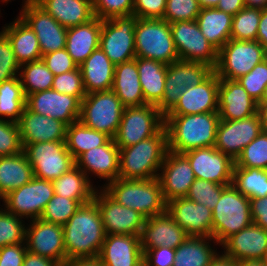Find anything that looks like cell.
Here are the masks:
<instances>
[{
    "mask_svg": "<svg viewBox=\"0 0 267 266\" xmlns=\"http://www.w3.org/2000/svg\"><path fill=\"white\" fill-rule=\"evenodd\" d=\"M106 237L100 211L94 200L82 204L63 225L66 261L98 257Z\"/></svg>",
    "mask_w": 267,
    "mask_h": 266,
    "instance_id": "obj_1",
    "label": "cell"
},
{
    "mask_svg": "<svg viewBox=\"0 0 267 266\" xmlns=\"http://www.w3.org/2000/svg\"><path fill=\"white\" fill-rule=\"evenodd\" d=\"M219 120V112L166 115L168 150L183 154L193 149L214 146Z\"/></svg>",
    "mask_w": 267,
    "mask_h": 266,
    "instance_id": "obj_2",
    "label": "cell"
},
{
    "mask_svg": "<svg viewBox=\"0 0 267 266\" xmlns=\"http://www.w3.org/2000/svg\"><path fill=\"white\" fill-rule=\"evenodd\" d=\"M168 151L165 126L154 136L119 149V177L126 180L157 178Z\"/></svg>",
    "mask_w": 267,
    "mask_h": 266,
    "instance_id": "obj_3",
    "label": "cell"
},
{
    "mask_svg": "<svg viewBox=\"0 0 267 266\" xmlns=\"http://www.w3.org/2000/svg\"><path fill=\"white\" fill-rule=\"evenodd\" d=\"M119 204L134 209L146 219L166 211L160 180H126L117 178L102 187Z\"/></svg>",
    "mask_w": 267,
    "mask_h": 266,
    "instance_id": "obj_4",
    "label": "cell"
},
{
    "mask_svg": "<svg viewBox=\"0 0 267 266\" xmlns=\"http://www.w3.org/2000/svg\"><path fill=\"white\" fill-rule=\"evenodd\" d=\"M253 223L250 199L232 184L227 185L212 210V238L221 245L227 238Z\"/></svg>",
    "mask_w": 267,
    "mask_h": 266,
    "instance_id": "obj_5",
    "label": "cell"
},
{
    "mask_svg": "<svg viewBox=\"0 0 267 266\" xmlns=\"http://www.w3.org/2000/svg\"><path fill=\"white\" fill-rule=\"evenodd\" d=\"M134 33L136 57L166 65L179 60L170 24L164 19L137 18Z\"/></svg>",
    "mask_w": 267,
    "mask_h": 266,
    "instance_id": "obj_6",
    "label": "cell"
},
{
    "mask_svg": "<svg viewBox=\"0 0 267 266\" xmlns=\"http://www.w3.org/2000/svg\"><path fill=\"white\" fill-rule=\"evenodd\" d=\"M124 108L112 90L86 94L81 101L79 120L88 128L105 133L114 139Z\"/></svg>",
    "mask_w": 267,
    "mask_h": 266,
    "instance_id": "obj_7",
    "label": "cell"
},
{
    "mask_svg": "<svg viewBox=\"0 0 267 266\" xmlns=\"http://www.w3.org/2000/svg\"><path fill=\"white\" fill-rule=\"evenodd\" d=\"M265 59L267 49L257 40L230 39L218 51V62L214 71L219 79L237 80Z\"/></svg>",
    "mask_w": 267,
    "mask_h": 266,
    "instance_id": "obj_8",
    "label": "cell"
},
{
    "mask_svg": "<svg viewBox=\"0 0 267 266\" xmlns=\"http://www.w3.org/2000/svg\"><path fill=\"white\" fill-rule=\"evenodd\" d=\"M165 126V116L153 104L125 107L114 141L129 147L157 134Z\"/></svg>",
    "mask_w": 267,
    "mask_h": 266,
    "instance_id": "obj_9",
    "label": "cell"
},
{
    "mask_svg": "<svg viewBox=\"0 0 267 266\" xmlns=\"http://www.w3.org/2000/svg\"><path fill=\"white\" fill-rule=\"evenodd\" d=\"M34 177L53 181L76 165L65 141L22 144Z\"/></svg>",
    "mask_w": 267,
    "mask_h": 266,
    "instance_id": "obj_10",
    "label": "cell"
},
{
    "mask_svg": "<svg viewBox=\"0 0 267 266\" xmlns=\"http://www.w3.org/2000/svg\"><path fill=\"white\" fill-rule=\"evenodd\" d=\"M134 15L102 20L99 47L116 66L136 58Z\"/></svg>",
    "mask_w": 267,
    "mask_h": 266,
    "instance_id": "obj_11",
    "label": "cell"
},
{
    "mask_svg": "<svg viewBox=\"0 0 267 266\" xmlns=\"http://www.w3.org/2000/svg\"><path fill=\"white\" fill-rule=\"evenodd\" d=\"M213 71V68L204 63L180 59L167 65L164 95L156 107L166 116L188 87L200 84Z\"/></svg>",
    "mask_w": 267,
    "mask_h": 266,
    "instance_id": "obj_12",
    "label": "cell"
},
{
    "mask_svg": "<svg viewBox=\"0 0 267 266\" xmlns=\"http://www.w3.org/2000/svg\"><path fill=\"white\" fill-rule=\"evenodd\" d=\"M170 28L180 60L200 62L216 68L218 50L202 34L196 20L173 22Z\"/></svg>",
    "mask_w": 267,
    "mask_h": 266,
    "instance_id": "obj_13",
    "label": "cell"
},
{
    "mask_svg": "<svg viewBox=\"0 0 267 266\" xmlns=\"http://www.w3.org/2000/svg\"><path fill=\"white\" fill-rule=\"evenodd\" d=\"M54 195L52 181L33 178L3 197L5 210L21 218L38 219ZM7 208V209H6Z\"/></svg>",
    "mask_w": 267,
    "mask_h": 266,
    "instance_id": "obj_14",
    "label": "cell"
},
{
    "mask_svg": "<svg viewBox=\"0 0 267 266\" xmlns=\"http://www.w3.org/2000/svg\"><path fill=\"white\" fill-rule=\"evenodd\" d=\"M97 203L105 233L140 236L146 218L134 209L119 204L104 189L96 191Z\"/></svg>",
    "mask_w": 267,
    "mask_h": 266,
    "instance_id": "obj_15",
    "label": "cell"
},
{
    "mask_svg": "<svg viewBox=\"0 0 267 266\" xmlns=\"http://www.w3.org/2000/svg\"><path fill=\"white\" fill-rule=\"evenodd\" d=\"M263 131L258 114L240 120H219L214 147L234 161Z\"/></svg>",
    "mask_w": 267,
    "mask_h": 266,
    "instance_id": "obj_16",
    "label": "cell"
},
{
    "mask_svg": "<svg viewBox=\"0 0 267 266\" xmlns=\"http://www.w3.org/2000/svg\"><path fill=\"white\" fill-rule=\"evenodd\" d=\"M183 155L189 160L196 179L232 184L235 161L214 146L193 149Z\"/></svg>",
    "mask_w": 267,
    "mask_h": 266,
    "instance_id": "obj_17",
    "label": "cell"
},
{
    "mask_svg": "<svg viewBox=\"0 0 267 266\" xmlns=\"http://www.w3.org/2000/svg\"><path fill=\"white\" fill-rule=\"evenodd\" d=\"M19 16L35 32L42 55L65 48L68 28L60 25L37 3L23 5Z\"/></svg>",
    "mask_w": 267,
    "mask_h": 266,
    "instance_id": "obj_18",
    "label": "cell"
},
{
    "mask_svg": "<svg viewBox=\"0 0 267 266\" xmlns=\"http://www.w3.org/2000/svg\"><path fill=\"white\" fill-rule=\"evenodd\" d=\"M31 221L29 228H26L27 250L53 259L62 266L66 262L63 226L46 222L41 218Z\"/></svg>",
    "mask_w": 267,
    "mask_h": 266,
    "instance_id": "obj_19",
    "label": "cell"
},
{
    "mask_svg": "<svg viewBox=\"0 0 267 266\" xmlns=\"http://www.w3.org/2000/svg\"><path fill=\"white\" fill-rule=\"evenodd\" d=\"M26 107L34 112L62 121L67 126L80 118L81 101L53 89L29 94Z\"/></svg>",
    "mask_w": 267,
    "mask_h": 266,
    "instance_id": "obj_20",
    "label": "cell"
},
{
    "mask_svg": "<svg viewBox=\"0 0 267 266\" xmlns=\"http://www.w3.org/2000/svg\"><path fill=\"white\" fill-rule=\"evenodd\" d=\"M160 171L158 179L166 203L173 199L186 197L196 179L189 160L183 154L169 150Z\"/></svg>",
    "mask_w": 267,
    "mask_h": 266,
    "instance_id": "obj_21",
    "label": "cell"
},
{
    "mask_svg": "<svg viewBox=\"0 0 267 266\" xmlns=\"http://www.w3.org/2000/svg\"><path fill=\"white\" fill-rule=\"evenodd\" d=\"M221 246L224 254L240 262L267 261V230L251 223L227 238Z\"/></svg>",
    "mask_w": 267,
    "mask_h": 266,
    "instance_id": "obj_22",
    "label": "cell"
},
{
    "mask_svg": "<svg viewBox=\"0 0 267 266\" xmlns=\"http://www.w3.org/2000/svg\"><path fill=\"white\" fill-rule=\"evenodd\" d=\"M166 211L188 236L212 237V210L184 198L167 202Z\"/></svg>",
    "mask_w": 267,
    "mask_h": 266,
    "instance_id": "obj_23",
    "label": "cell"
},
{
    "mask_svg": "<svg viewBox=\"0 0 267 266\" xmlns=\"http://www.w3.org/2000/svg\"><path fill=\"white\" fill-rule=\"evenodd\" d=\"M219 78L213 71L203 82L188 87L167 115H191L218 112Z\"/></svg>",
    "mask_w": 267,
    "mask_h": 266,
    "instance_id": "obj_24",
    "label": "cell"
},
{
    "mask_svg": "<svg viewBox=\"0 0 267 266\" xmlns=\"http://www.w3.org/2000/svg\"><path fill=\"white\" fill-rule=\"evenodd\" d=\"M186 238V232L165 211L145 220L140 235L141 249L145 251L161 246L176 249Z\"/></svg>",
    "mask_w": 267,
    "mask_h": 266,
    "instance_id": "obj_25",
    "label": "cell"
},
{
    "mask_svg": "<svg viewBox=\"0 0 267 266\" xmlns=\"http://www.w3.org/2000/svg\"><path fill=\"white\" fill-rule=\"evenodd\" d=\"M220 120H240L257 113V102L237 80L219 79Z\"/></svg>",
    "mask_w": 267,
    "mask_h": 266,
    "instance_id": "obj_26",
    "label": "cell"
},
{
    "mask_svg": "<svg viewBox=\"0 0 267 266\" xmlns=\"http://www.w3.org/2000/svg\"><path fill=\"white\" fill-rule=\"evenodd\" d=\"M98 258L102 266H143L140 236L106 235Z\"/></svg>",
    "mask_w": 267,
    "mask_h": 266,
    "instance_id": "obj_27",
    "label": "cell"
},
{
    "mask_svg": "<svg viewBox=\"0 0 267 266\" xmlns=\"http://www.w3.org/2000/svg\"><path fill=\"white\" fill-rule=\"evenodd\" d=\"M22 144L66 141L67 125L60 120L30 111L25 107L17 122Z\"/></svg>",
    "mask_w": 267,
    "mask_h": 266,
    "instance_id": "obj_28",
    "label": "cell"
},
{
    "mask_svg": "<svg viewBox=\"0 0 267 266\" xmlns=\"http://www.w3.org/2000/svg\"><path fill=\"white\" fill-rule=\"evenodd\" d=\"M75 162L88 179L91 172L108 183L119 177V147L114 139L84 152Z\"/></svg>",
    "mask_w": 267,
    "mask_h": 266,
    "instance_id": "obj_29",
    "label": "cell"
},
{
    "mask_svg": "<svg viewBox=\"0 0 267 266\" xmlns=\"http://www.w3.org/2000/svg\"><path fill=\"white\" fill-rule=\"evenodd\" d=\"M102 20L94 17L89 22L67 30L65 49L80 66L99 47Z\"/></svg>",
    "mask_w": 267,
    "mask_h": 266,
    "instance_id": "obj_30",
    "label": "cell"
},
{
    "mask_svg": "<svg viewBox=\"0 0 267 266\" xmlns=\"http://www.w3.org/2000/svg\"><path fill=\"white\" fill-rule=\"evenodd\" d=\"M86 94L111 90L115 65L100 47L79 66Z\"/></svg>",
    "mask_w": 267,
    "mask_h": 266,
    "instance_id": "obj_31",
    "label": "cell"
},
{
    "mask_svg": "<svg viewBox=\"0 0 267 266\" xmlns=\"http://www.w3.org/2000/svg\"><path fill=\"white\" fill-rule=\"evenodd\" d=\"M111 90L115 92L124 107L147 104L139 80L137 57L115 66Z\"/></svg>",
    "mask_w": 267,
    "mask_h": 266,
    "instance_id": "obj_32",
    "label": "cell"
},
{
    "mask_svg": "<svg viewBox=\"0 0 267 266\" xmlns=\"http://www.w3.org/2000/svg\"><path fill=\"white\" fill-rule=\"evenodd\" d=\"M37 4L65 28L94 18L92 0H39Z\"/></svg>",
    "mask_w": 267,
    "mask_h": 266,
    "instance_id": "obj_33",
    "label": "cell"
},
{
    "mask_svg": "<svg viewBox=\"0 0 267 266\" xmlns=\"http://www.w3.org/2000/svg\"><path fill=\"white\" fill-rule=\"evenodd\" d=\"M2 32L10 40L14 55L20 65L42 59L35 32L21 17L18 16L13 23L5 26Z\"/></svg>",
    "mask_w": 267,
    "mask_h": 266,
    "instance_id": "obj_34",
    "label": "cell"
},
{
    "mask_svg": "<svg viewBox=\"0 0 267 266\" xmlns=\"http://www.w3.org/2000/svg\"><path fill=\"white\" fill-rule=\"evenodd\" d=\"M33 178L32 166L23 151L13 156L0 157V199Z\"/></svg>",
    "mask_w": 267,
    "mask_h": 266,
    "instance_id": "obj_35",
    "label": "cell"
},
{
    "mask_svg": "<svg viewBox=\"0 0 267 266\" xmlns=\"http://www.w3.org/2000/svg\"><path fill=\"white\" fill-rule=\"evenodd\" d=\"M137 68L144 101L156 106L164 95L167 65L152 59L137 57Z\"/></svg>",
    "mask_w": 267,
    "mask_h": 266,
    "instance_id": "obj_36",
    "label": "cell"
},
{
    "mask_svg": "<svg viewBox=\"0 0 267 266\" xmlns=\"http://www.w3.org/2000/svg\"><path fill=\"white\" fill-rule=\"evenodd\" d=\"M233 16L213 8H201L196 19L202 34L219 51L231 39Z\"/></svg>",
    "mask_w": 267,
    "mask_h": 266,
    "instance_id": "obj_37",
    "label": "cell"
},
{
    "mask_svg": "<svg viewBox=\"0 0 267 266\" xmlns=\"http://www.w3.org/2000/svg\"><path fill=\"white\" fill-rule=\"evenodd\" d=\"M52 183L54 194L78 200L81 204H86L93 200L96 192L90 179L77 165L53 180Z\"/></svg>",
    "mask_w": 267,
    "mask_h": 266,
    "instance_id": "obj_38",
    "label": "cell"
},
{
    "mask_svg": "<svg viewBox=\"0 0 267 266\" xmlns=\"http://www.w3.org/2000/svg\"><path fill=\"white\" fill-rule=\"evenodd\" d=\"M212 237L188 236L186 240L176 248L173 266H209L217 255L209 242Z\"/></svg>",
    "mask_w": 267,
    "mask_h": 266,
    "instance_id": "obj_39",
    "label": "cell"
},
{
    "mask_svg": "<svg viewBox=\"0 0 267 266\" xmlns=\"http://www.w3.org/2000/svg\"><path fill=\"white\" fill-rule=\"evenodd\" d=\"M110 137L105 133L88 128L80 120L66 128V146L75 161L92 148L104 145Z\"/></svg>",
    "mask_w": 267,
    "mask_h": 266,
    "instance_id": "obj_40",
    "label": "cell"
},
{
    "mask_svg": "<svg viewBox=\"0 0 267 266\" xmlns=\"http://www.w3.org/2000/svg\"><path fill=\"white\" fill-rule=\"evenodd\" d=\"M25 107L26 96L19 76L3 81L0 84V116L17 123Z\"/></svg>",
    "mask_w": 267,
    "mask_h": 266,
    "instance_id": "obj_41",
    "label": "cell"
},
{
    "mask_svg": "<svg viewBox=\"0 0 267 266\" xmlns=\"http://www.w3.org/2000/svg\"><path fill=\"white\" fill-rule=\"evenodd\" d=\"M232 185L249 199L267 196V170L234 167Z\"/></svg>",
    "mask_w": 267,
    "mask_h": 266,
    "instance_id": "obj_42",
    "label": "cell"
},
{
    "mask_svg": "<svg viewBox=\"0 0 267 266\" xmlns=\"http://www.w3.org/2000/svg\"><path fill=\"white\" fill-rule=\"evenodd\" d=\"M19 73L25 96L52 89L54 74L42 59L20 65Z\"/></svg>",
    "mask_w": 267,
    "mask_h": 266,
    "instance_id": "obj_43",
    "label": "cell"
},
{
    "mask_svg": "<svg viewBox=\"0 0 267 266\" xmlns=\"http://www.w3.org/2000/svg\"><path fill=\"white\" fill-rule=\"evenodd\" d=\"M261 9L244 7L232 18L231 39L238 41L256 40Z\"/></svg>",
    "mask_w": 267,
    "mask_h": 266,
    "instance_id": "obj_44",
    "label": "cell"
},
{
    "mask_svg": "<svg viewBox=\"0 0 267 266\" xmlns=\"http://www.w3.org/2000/svg\"><path fill=\"white\" fill-rule=\"evenodd\" d=\"M82 204L78 200L54 194L46 204L41 219L63 226Z\"/></svg>",
    "mask_w": 267,
    "mask_h": 266,
    "instance_id": "obj_45",
    "label": "cell"
},
{
    "mask_svg": "<svg viewBox=\"0 0 267 266\" xmlns=\"http://www.w3.org/2000/svg\"><path fill=\"white\" fill-rule=\"evenodd\" d=\"M234 167L267 170V131L263 130L243 149Z\"/></svg>",
    "mask_w": 267,
    "mask_h": 266,
    "instance_id": "obj_46",
    "label": "cell"
},
{
    "mask_svg": "<svg viewBox=\"0 0 267 266\" xmlns=\"http://www.w3.org/2000/svg\"><path fill=\"white\" fill-rule=\"evenodd\" d=\"M22 218L0 209V248L26 243V227Z\"/></svg>",
    "mask_w": 267,
    "mask_h": 266,
    "instance_id": "obj_47",
    "label": "cell"
},
{
    "mask_svg": "<svg viewBox=\"0 0 267 266\" xmlns=\"http://www.w3.org/2000/svg\"><path fill=\"white\" fill-rule=\"evenodd\" d=\"M226 186L203 179H195L186 198L213 210Z\"/></svg>",
    "mask_w": 267,
    "mask_h": 266,
    "instance_id": "obj_48",
    "label": "cell"
},
{
    "mask_svg": "<svg viewBox=\"0 0 267 266\" xmlns=\"http://www.w3.org/2000/svg\"><path fill=\"white\" fill-rule=\"evenodd\" d=\"M246 92L259 103L267 85V59L257 64L249 73L237 79Z\"/></svg>",
    "mask_w": 267,
    "mask_h": 266,
    "instance_id": "obj_49",
    "label": "cell"
},
{
    "mask_svg": "<svg viewBox=\"0 0 267 266\" xmlns=\"http://www.w3.org/2000/svg\"><path fill=\"white\" fill-rule=\"evenodd\" d=\"M200 10L198 0H167L163 19L169 24L196 20Z\"/></svg>",
    "mask_w": 267,
    "mask_h": 266,
    "instance_id": "obj_50",
    "label": "cell"
},
{
    "mask_svg": "<svg viewBox=\"0 0 267 266\" xmlns=\"http://www.w3.org/2000/svg\"><path fill=\"white\" fill-rule=\"evenodd\" d=\"M52 89L59 93L77 97L82 101L86 96V91L79 66L72 71L54 75Z\"/></svg>",
    "mask_w": 267,
    "mask_h": 266,
    "instance_id": "obj_51",
    "label": "cell"
},
{
    "mask_svg": "<svg viewBox=\"0 0 267 266\" xmlns=\"http://www.w3.org/2000/svg\"><path fill=\"white\" fill-rule=\"evenodd\" d=\"M23 151L18 124L0 119V157L13 156Z\"/></svg>",
    "mask_w": 267,
    "mask_h": 266,
    "instance_id": "obj_52",
    "label": "cell"
},
{
    "mask_svg": "<svg viewBox=\"0 0 267 266\" xmlns=\"http://www.w3.org/2000/svg\"><path fill=\"white\" fill-rule=\"evenodd\" d=\"M134 0H92L94 17L101 20L133 14Z\"/></svg>",
    "mask_w": 267,
    "mask_h": 266,
    "instance_id": "obj_53",
    "label": "cell"
},
{
    "mask_svg": "<svg viewBox=\"0 0 267 266\" xmlns=\"http://www.w3.org/2000/svg\"><path fill=\"white\" fill-rule=\"evenodd\" d=\"M19 70L20 64L16 60L11 42L3 32H0V84L18 77Z\"/></svg>",
    "mask_w": 267,
    "mask_h": 266,
    "instance_id": "obj_54",
    "label": "cell"
},
{
    "mask_svg": "<svg viewBox=\"0 0 267 266\" xmlns=\"http://www.w3.org/2000/svg\"><path fill=\"white\" fill-rule=\"evenodd\" d=\"M42 60L54 75H60L78 67L65 48L42 55Z\"/></svg>",
    "mask_w": 267,
    "mask_h": 266,
    "instance_id": "obj_55",
    "label": "cell"
},
{
    "mask_svg": "<svg viewBox=\"0 0 267 266\" xmlns=\"http://www.w3.org/2000/svg\"><path fill=\"white\" fill-rule=\"evenodd\" d=\"M167 0H134L133 14L142 19H163Z\"/></svg>",
    "mask_w": 267,
    "mask_h": 266,
    "instance_id": "obj_56",
    "label": "cell"
},
{
    "mask_svg": "<svg viewBox=\"0 0 267 266\" xmlns=\"http://www.w3.org/2000/svg\"><path fill=\"white\" fill-rule=\"evenodd\" d=\"M176 249L156 247L143 251V266H173Z\"/></svg>",
    "mask_w": 267,
    "mask_h": 266,
    "instance_id": "obj_57",
    "label": "cell"
},
{
    "mask_svg": "<svg viewBox=\"0 0 267 266\" xmlns=\"http://www.w3.org/2000/svg\"><path fill=\"white\" fill-rule=\"evenodd\" d=\"M26 252L25 243L0 248V266H22Z\"/></svg>",
    "mask_w": 267,
    "mask_h": 266,
    "instance_id": "obj_58",
    "label": "cell"
},
{
    "mask_svg": "<svg viewBox=\"0 0 267 266\" xmlns=\"http://www.w3.org/2000/svg\"><path fill=\"white\" fill-rule=\"evenodd\" d=\"M250 209L253 223L267 230V196L250 199Z\"/></svg>",
    "mask_w": 267,
    "mask_h": 266,
    "instance_id": "obj_59",
    "label": "cell"
},
{
    "mask_svg": "<svg viewBox=\"0 0 267 266\" xmlns=\"http://www.w3.org/2000/svg\"><path fill=\"white\" fill-rule=\"evenodd\" d=\"M22 266H61L53 259L33 254L27 250Z\"/></svg>",
    "mask_w": 267,
    "mask_h": 266,
    "instance_id": "obj_60",
    "label": "cell"
},
{
    "mask_svg": "<svg viewBox=\"0 0 267 266\" xmlns=\"http://www.w3.org/2000/svg\"><path fill=\"white\" fill-rule=\"evenodd\" d=\"M245 7L244 0H220L216 8L231 16L236 15Z\"/></svg>",
    "mask_w": 267,
    "mask_h": 266,
    "instance_id": "obj_61",
    "label": "cell"
},
{
    "mask_svg": "<svg viewBox=\"0 0 267 266\" xmlns=\"http://www.w3.org/2000/svg\"><path fill=\"white\" fill-rule=\"evenodd\" d=\"M256 40L267 49V9L261 10Z\"/></svg>",
    "mask_w": 267,
    "mask_h": 266,
    "instance_id": "obj_62",
    "label": "cell"
},
{
    "mask_svg": "<svg viewBox=\"0 0 267 266\" xmlns=\"http://www.w3.org/2000/svg\"><path fill=\"white\" fill-rule=\"evenodd\" d=\"M62 266H102L98 257L67 260Z\"/></svg>",
    "mask_w": 267,
    "mask_h": 266,
    "instance_id": "obj_63",
    "label": "cell"
},
{
    "mask_svg": "<svg viewBox=\"0 0 267 266\" xmlns=\"http://www.w3.org/2000/svg\"><path fill=\"white\" fill-rule=\"evenodd\" d=\"M209 266H240V261H237L226 254H217Z\"/></svg>",
    "mask_w": 267,
    "mask_h": 266,
    "instance_id": "obj_64",
    "label": "cell"
},
{
    "mask_svg": "<svg viewBox=\"0 0 267 266\" xmlns=\"http://www.w3.org/2000/svg\"><path fill=\"white\" fill-rule=\"evenodd\" d=\"M257 114L260 118L262 129L267 131V100L257 103Z\"/></svg>",
    "mask_w": 267,
    "mask_h": 266,
    "instance_id": "obj_65",
    "label": "cell"
},
{
    "mask_svg": "<svg viewBox=\"0 0 267 266\" xmlns=\"http://www.w3.org/2000/svg\"><path fill=\"white\" fill-rule=\"evenodd\" d=\"M244 3L249 8L267 9V0H244Z\"/></svg>",
    "mask_w": 267,
    "mask_h": 266,
    "instance_id": "obj_66",
    "label": "cell"
},
{
    "mask_svg": "<svg viewBox=\"0 0 267 266\" xmlns=\"http://www.w3.org/2000/svg\"><path fill=\"white\" fill-rule=\"evenodd\" d=\"M220 0H198L201 8H213L218 5Z\"/></svg>",
    "mask_w": 267,
    "mask_h": 266,
    "instance_id": "obj_67",
    "label": "cell"
},
{
    "mask_svg": "<svg viewBox=\"0 0 267 266\" xmlns=\"http://www.w3.org/2000/svg\"><path fill=\"white\" fill-rule=\"evenodd\" d=\"M240 266H267V261L240 262Z\"/></svg>",
    "mask_w": 267,
    "mask_h": 266,
    "instance_id": "obj_68",
    "label": "cell"
},
{
    "mask_svg": "<svg viewBox=\"0 0 267 266\" xmlns=\"http://www.w3.org/2000/svg\"><path fill=\"white\" fill-rule=\"evenodd\" d=\"M3 2L5 1V3L6 2H8V1H10V0H2ZM25 2H24V5H26V4H34V3H38V1L39 0H24Z\"/></svg>",
    "mask_w": 267,
    "mask_h": 266,
    "instance_id": "obj_69",
    "label": "cell"
},
{
    "mask_svg": "<svg viewBox=\"0 0 267 266\" xmlns=\"http://www.w3.org/2000/svg\"><path fill=\"white\" fill-rule=\"evenodd\" d=\"M262 100H267V85H266L265 93H264Z\"/></svg>",
    "mask_w": 267,
    "mask_h": 266,
    "instance_id": "obj_70",
    "label": "cell"
}]
</instances>
